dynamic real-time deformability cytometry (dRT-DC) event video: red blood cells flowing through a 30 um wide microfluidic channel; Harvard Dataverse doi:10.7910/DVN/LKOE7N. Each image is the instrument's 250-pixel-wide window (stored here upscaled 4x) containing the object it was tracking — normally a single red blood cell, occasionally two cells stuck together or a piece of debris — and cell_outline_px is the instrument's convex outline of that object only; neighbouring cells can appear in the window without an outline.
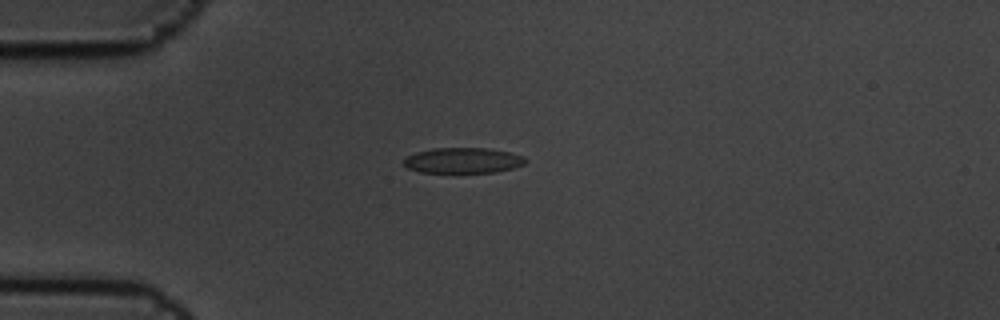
{"species": "common noctule bat (a hibernating species)", "species_latin": "Nyctalus noctula", "temperature_condition": "cold", "stored_images_in_passage": 5, "camera_frame_rate_fps": 3000, "um_per_image_px": 0.085, "animal": {"sex": "male", "body_mass_g": 19.5, "forearm_length_mm": 54.6}, "frame": {"image": 1, "passage_image": 5, "time_ms": 1.333, "image_size_px": [1000, 320], "cell_outline_px": [[528, 160], [524, 164], [512, 168], [492, 172], [420, 172], [408, 168], [404, 164], [404, 160], [408, 156], [416, 152], [432, 148], [488, 148], [508, 152], [524, 156]], "centroid_in_image_um": [39.36, 13.63], "position_along_channel_um": 45.6, "area_um2": 17.92}}